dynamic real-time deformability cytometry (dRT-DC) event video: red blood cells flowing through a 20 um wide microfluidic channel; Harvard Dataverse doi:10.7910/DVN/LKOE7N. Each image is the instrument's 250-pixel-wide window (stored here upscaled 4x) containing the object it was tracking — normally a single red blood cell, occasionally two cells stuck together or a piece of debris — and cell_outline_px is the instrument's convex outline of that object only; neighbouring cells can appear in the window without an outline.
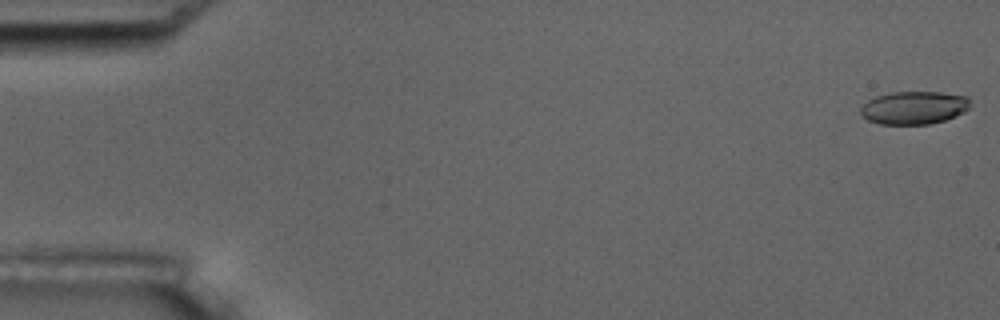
{"species": "common noctule bat (a hibernating species)", "species_latin": "Nyctalus noctula", "temperature_condition": "room temperature", "stored_images_in_passage": 5, "camera_frame_rate_fps": 3000, "um_per_image_px": 0.085, "animal": {"sex": "male", "body_mass_g": 17.5, "forearm_length_mm": 52.3}, "frame": {"image": 1, "passage_image": 1, "time_ms": 0.0, "image_size_px": [1000, 320], "cell_outline_px": [[968, 108], [964, 112], [956, 116], [944, 120], [928, 124], [880, 124], [868, 120], [860, 116], [860, 108], [868, 100], [876, 96], [892, 92], [940, 92], [968, 96]], "centroid_in_image_um": [77.66, 9.15], "position_along_channel_um": 7.3, "area_um2": 21.04}}
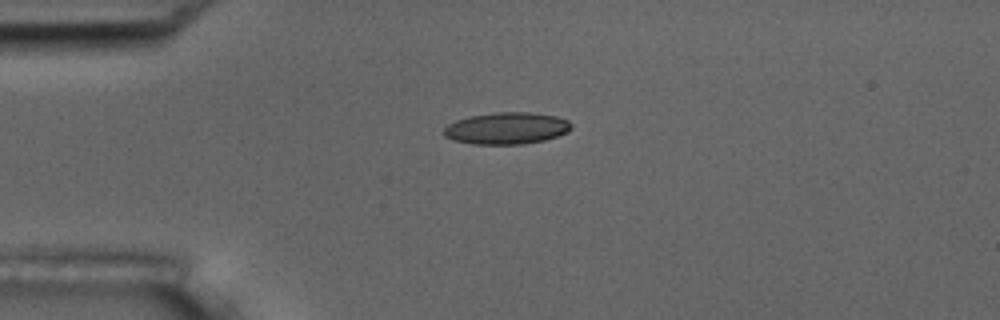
{"frame": {"image": 2, "passage_image": 4, "time_ms": 4.333, "image_size_px": [1000, 320], "cell_outline_px": [[572, 128], [568, 132], [544, 140], [524, 144], [472, 144], [456, 140], [444, 136], [444, 128], [448, 124], [456, 120], [468, 116], [496, 112], [528, 112], [556, 116], [568, 120], [572, 124]], "centroid_in_image_um": [43.07, 10.9], "position_along_channel_um": 41.9, "area_um2": 23.64}}